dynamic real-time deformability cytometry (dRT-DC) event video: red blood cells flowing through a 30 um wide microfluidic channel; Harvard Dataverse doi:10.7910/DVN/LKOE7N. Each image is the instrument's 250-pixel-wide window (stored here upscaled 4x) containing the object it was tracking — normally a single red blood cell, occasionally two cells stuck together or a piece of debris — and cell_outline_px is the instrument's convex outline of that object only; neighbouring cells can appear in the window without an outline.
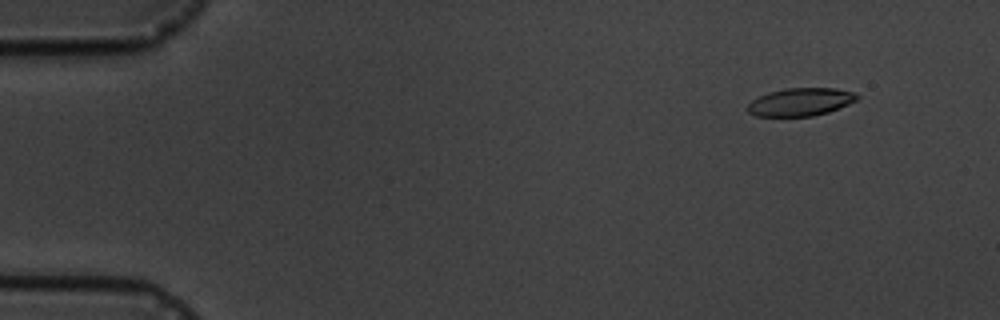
{"species": "common noctule bat (a hibernating species)", "species_latin": "Nyctalus noctula", "temperature_condition": "cold", "stored_images_in_passage": 4, "camera_frame_rate_fps": 3000, "um_per_image_px": 0.085, "animal": {"sex": "male", "body_mass_g": 19.5, "forearm_length_mm": 54.6}, "frame": {"image": 1, "passage_image": 1, "time_ms": 0.0, "image_size_px": [1000, 320], "cell_outline_px": [[860, 96], [856, 100], [848, 104], [828, 112], [812, 116], [756, 116], [748, 112], [748, 104], [752, 100], [768, 92], [784, 88], [836, 88], [852, 92]], "centroid_in_image_um": [68.03, 8.66], "position_along_channel_um": 17.0, "area_um2": 17.69}}
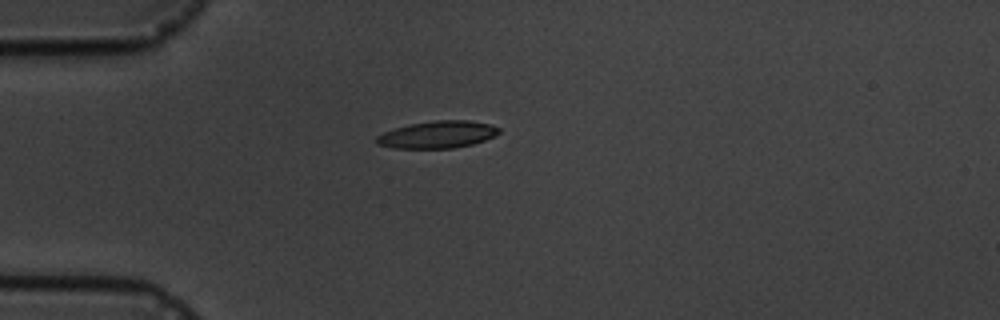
{"frame": {"image": 2, "passage_image": 3, "time_ms": 3.333, "image_size_px": [1000, 320], "cell_outline_px": [[500, 132], [496, 136], [472, 144], [452, 148], [392, 148], [376, 144], [376, 136], [384, 132], [408, 124], [436, 120], [468, 120], [488, 124], [500, 128]], "centroid_in_image_um": [37.18, 11.44], "position_along_channel_um": 47.8, "area_um2": 19.36}}